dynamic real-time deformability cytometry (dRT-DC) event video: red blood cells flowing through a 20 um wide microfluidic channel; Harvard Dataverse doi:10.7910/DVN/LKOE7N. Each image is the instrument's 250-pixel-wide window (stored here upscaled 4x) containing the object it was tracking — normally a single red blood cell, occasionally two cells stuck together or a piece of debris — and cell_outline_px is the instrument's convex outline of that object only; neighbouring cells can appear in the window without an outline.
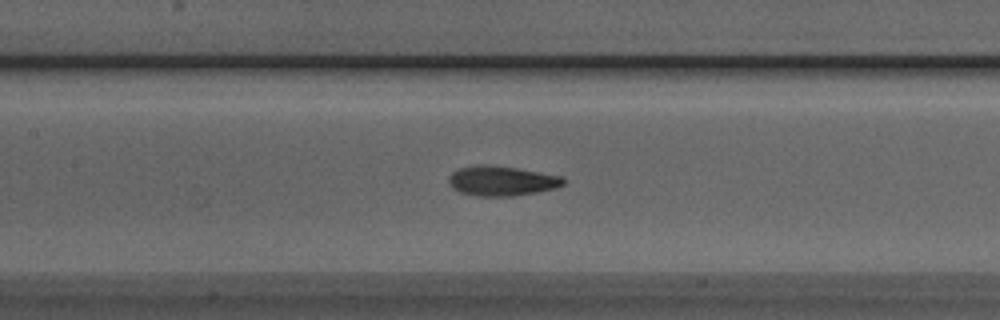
{"species": "Egyptian fruit bat (a non-hibernating species)", "species_latin": "Rousettus aegyptiacus", "temperature_condition": "room temperature", "stored_images_in_passage": 42, "camera_frame_rate_fps": 3000, "um_per_image_px": 0.085, "animal": {"sex": "male"}, "frame": {"image": 1, "passage_image": 23, "time_ms": 7.333, "image_size_px": [1000, 320], "cell_outline_px": [[564, 184], [556, 188], [536, 192], [512, 196], [476, 196], [460, 192], [452, 188], [448, 184], [448, 176], [452, 172], [460, 168], [480, 164], [484, 164], [516, 168], [560, 176], [564, 180]], "centroid_in_image_um": [42.58, 15.38], "position_along_channel_um": 164.8, "area_um2": 19.83}}
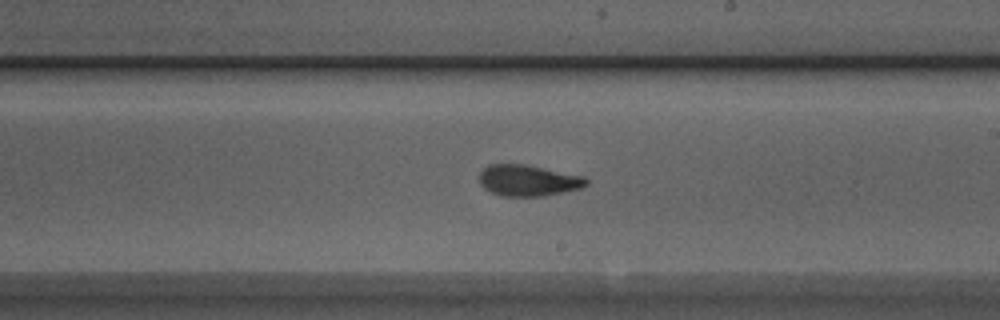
{"frame": {"image": 2, "passage_image": 29, "time_ms": 9.333, "image_size_px": [1000, 320], "cell_outline_px": [[588, 184], [580, 188], [544, 196], [500, 196], [484, 188], [480, 184], [480, 172], [488, 164], [524, 164], [584, 176], [588, 180]], "centroid_in_image_um": [44.88, 15.34], "position_along_channel_um": 244.1, "area_um2": 19.36}}
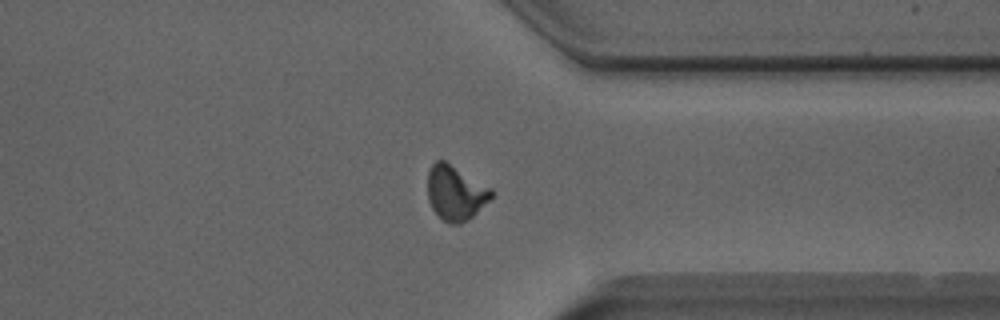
{"frame": {"image": 3, "passage_image": 39, "time_ms": 12.667, "image_size_px": [1000, 320], "cell_outline_px": [[492, 196], [472, 216], [460, 224], [448, 224], [432, 208], [428, 200], [428, 172], [432, 164], [436, 160], [444, 160], [492, 188]], "centroid_in_image_um": [38.69, 16.38], "position_along_channel_um": 372.7, "area_um2": 20.0}}